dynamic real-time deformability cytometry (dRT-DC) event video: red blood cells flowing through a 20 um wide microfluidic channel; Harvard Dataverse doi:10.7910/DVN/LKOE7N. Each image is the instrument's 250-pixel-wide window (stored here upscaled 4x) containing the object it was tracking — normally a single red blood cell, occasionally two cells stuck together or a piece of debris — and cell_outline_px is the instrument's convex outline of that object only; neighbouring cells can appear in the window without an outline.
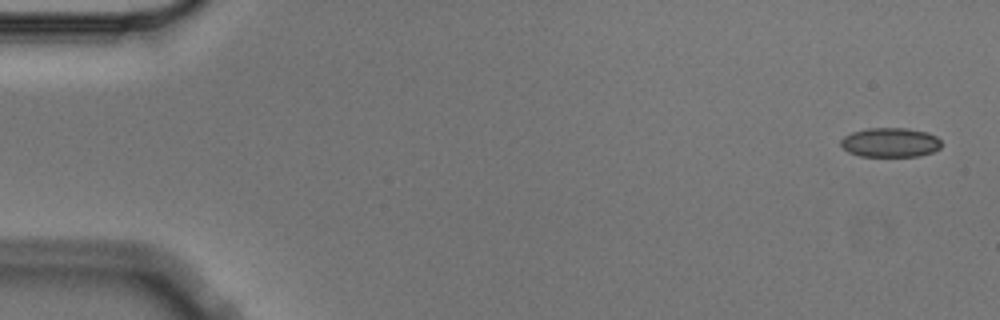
{"species": "Egyptian fruit bat (a non-hibernating species)", "species_latin": "Rousettus aegyptiacus", "temperature_condition": "cold", "stored_images_in_passage": 5, "camera_frame_rate_fps": 3000, "um_per_image_px": 0.085, "animal": {"sex": "male"}, "frame": {"image": 1, "passage_image": 1, "time_ms": 0.0, "image_size_px": [1000, 320], "cell_outline_px": [[940, 148], [932, 152], [920, 156], [860, 156], [848, 152], [840, 144], [840, 140], [844, 136], [852, 132], [868, 128], [908, 128], [928, 132], [936, 136], [940, 140]], "centroid_in_image_um": [75.67, 12.1], "position_along_channel_um": 9.3, "area_um2": 17.28}}
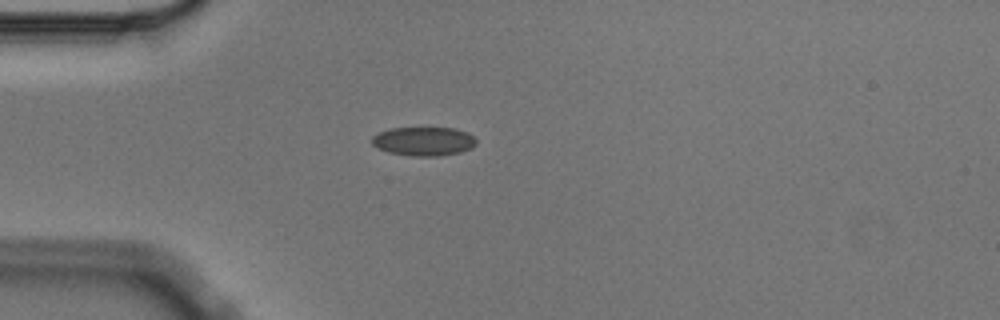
{"frame": {"image": 2, "passage_image": 4, "time_ms": 1.0, "image_size_px": [1000, 320], "cell_outline_px": [[476, 144], [472, 148], [460, 152], [440, 156], [408, 156], [388, 152], [376, 148], [372, 144], [372, 136], [380, 132], [392, 128], [456, 128], [468, 132], [476, 140]], "centroid_in_image_um": [36.01, 12.02], "position_along_channel_um": 49.0, "area_um2": 17.69}}